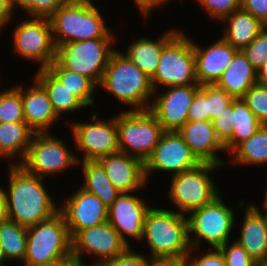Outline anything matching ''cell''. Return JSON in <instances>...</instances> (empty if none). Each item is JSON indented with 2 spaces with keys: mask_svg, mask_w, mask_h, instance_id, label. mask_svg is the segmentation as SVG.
I'll list each match as a JSON object with an SVG mask.
<instances>
[{
  "mask_svg": "<svg viewBox=\"0 0 267 266\" xmlns=\"http://www.w3.org/2000/svg\"><path fill=\"white\" fill-rule=\"evenodd\" d=\"M234 98L223 88L216 84H207V107L209 112V121H212L223 110L232 103Z\"/></svg>",
  "mask_w": 267,
  "mask_h": 266,
  "instance_id": "38",
  "label": "cell"
},
{
  "mask_svg": "<svg viewBox=\"0 0 267 266\" xmlns=\"http://www.w3.org/2000/svg\"><path fill=\"white\" fill-rule=\"evenodd\" d=\"M47 69L64 84L86 107L95 105L94 93L98 86L88 77L71 70L64 69L56 60Z\"/></svg>",
  "mask_w": 267,
  "mask_h": 266,
  "instance_id": "31",
  "label": "cell"
},
{
  "mask_svg": "<svg viewBox=\"0 0 267 266\" xmlns=\"http://www.w3.org/2000/svg\"><path fill=\"white\" fill-rule=\"evenodd\" d=\"M241 8L267 26V0H241Z\"/></svg>",
  "mask_w": 267,
  "mask_h": 266,
  "instance_id": "45",
  "label": "cell"
},
{
  "mask_svg": "<svg viewBox=\"0 0 267 266\" xmlns=\"http://www.w3.org/2000/svg\"><path fill=\"white\" fill-rule=\"evenodd\" d=\"M263 208H264V209H263V210H264L263 212H264V213L266 214V216H267V207H263Z\"/></svg>",
  "mask_w": 267,
  "mask_h": 266,
  "instance_id": "57",
  "label": "cell"
},
{
  "mask_svg": "<svg viewBox=\"0 0 267 266\" xmlns=\"http://www.w3.org/2000/svg\"><path fill=\"white\" fill-rule=\"evenodd\" d=\"M8 218L7 213V192L0 186V221L6 220Z\"/></svg>",
  "mask_w": 267,
  "mask_h": 266,
  "instance_id": "49",
  "label": "cell"
},
{
  "mask_svg": "<svg viewBox=\"0 0 267 266\" xmlns=\"http://www.w3.org/2000/svg\"><path fill=\"white\" fill-rule=\"evenodd\" d=\"M82 167L83 183L81 188L98 197L109 208L121 194L110 182L102 165L96 161L79 162Z\"/></svg>",
  "mask_w": 267,
  "mask_h": 266,
  "instance_id": "29",
  "label": "cell"
},
{
  "mask_svg": "<svg viewBox=\"0 0 267 266\" xmlns=\"http://www.w3.org/2000/svg\"><path fill=\"white\" fill-rule=\"evenodd\" d=\"M221 167L223 168L213 163H201L191 170L173 175L170 179L168 199L175 204L178 209L176 211L186 215L219 196L221 190L217 188L211 174Z\"/></svg>",
  "mask_w": 267,
  "mask_h": 266,
  "instance_id": "9",
  "label": "cell"
},
{
  "mask_svg": "<svg viewBox=\"0 0 267 266\" xmlns=\"http://www.w3.org/2000/svg\"><path fill=\"white\" fill-rule=\"evenodd\" d=\"M232 242L233 243H229L228 241L219 248L227 266H259L241 245L236 241Z\"/></svg>",
  "mask_w": 267,
  "mask_h": 266,
  "instance_id": "39",
  "label": "cell"
},
{
  "mask_svg": "<svg viewBox=\"0 0 267 266\" xmlns=\"http://www.w3.org/2000/svg\"><path fill=\"white\" fill-rule=\"evenodd\" d=\"M72 259V239L63 214L27 228L24 266H47L69 263Z\"/></svg>",
  "mask_w": 267,
  "mask_h": 266,
  "instance_id": "5",
  "label": "cell"
},
{
  "mask_svg": "<svg viewBox=\"0 0 267 266\" xmlns=\"http://www.w3.org/2000/svg\"><path fill=\"white\" fill-rule=\"evenodd\" d=\"M179 29H168L158 40L143 36L132 42L126 47L125 53H122L133 62L148 77H152L159 63L162 48L179 32ZM160 37V38H159Z\"/></svg>",
  "mask_w": 267,
  "mask_h": 266,
  "instance_id": "24",
  "label": "cell"
},
{
  "mask_svg": "<svg viewBox=\"0 0 267 266\" xmlns=\"http://www.w3.org/2000/svg\"><path fill=\"white\" fill-rule=\"evenodd\" d=\"M132 249V247H129L124 253L114 259L99 263L95 266H147L149 260L148 255H143L144 253L136 252Z\"/></svg>",
  "mask_w": 267,
  "mask_h": 266,
  "instance_id": "44",
  "label": "cell"
},
{
  "mask_svg": "<svg viewBox=\"0 0 267 266\" xmlns=\"http://www.w3.org/2000/svg\"><path fill=\"white\" fill-rule=\"evenodd\" d=\"M221 22H225L221 37L238 50L248 46L265 27L260 20L242 8L235 10Z\"/></svg>",
  "mask_w": 267,
  "mask_h": 266,
  "instance_id": "25",
  "label": "cell"
},
{
  "mask_svg": "<svg viewBox=\"0 0 267 266\" xmlns=\"http://www.w3.org/2000/svg\"><path fill=\"white\" fill-rule=\"evenodd\" d=\"M32 83L26 89L21 83L24 120L35 133L50 132L51 126L61 118L56 114L44 88L35 79Z\"/></svg>",
  "mask_w": 267,
  "mask_h": 266,
  "instance_id": "23",
  "label": "cell"
},
{
  "mask_svg": "<svg viewBox=\"0 0 267 266\" xmlns=\"http://www.w3.org/2000/svg\"><path fill=\"white\" fill-rule=\"evenodd\" d=\"M110 182L121 193L139 192L147 185L144 162L123 152H116L97 160ZM137 191V192H136Z\"/></svg>",
  "mask_w": 267,
  "mask_h": 266,
  "instance_id": "19",
  "label": "cell"
},
{
  "mask_svg": "<svg viewBox=\"0 0 267 266\" xmlns=\"http://www.w3.org/2000/svg\"><path fill=\"white\" fill-rule=\"evenodd\" d=\"M256 83H258L257 70L239 51L215 84L223 88L234 99H238L242 98Z\"/></svg>",
  "mask_w": 267,
  "mask_h": 266,
  "instance_id": "26",
  "label": "cell"
},
{
  "mask_svg": "<svg viewBox=\"0 0 267 266\" xmlns=\"http://www.w3.org/2000/svg\"><path fill=\"white\" fill-rule=\"evenodd\" d=\"M59 205L71 238L80 230L103 224L108 221V208L95 195L81 187Z\"/></svg>",
  "mask_w": 267,
  "mask_h": 266,
  "instance_id": "17",
  "label": "cell"
},
{
  "mask_svg": "<svg viewBox=\"0 0 267 266\" xmlns=\"http://www.w3.org/2000/svg\"><path fill=\"white\" fill-rule=\"evenodd\" d=\"M5 262V263H4ZM6 257L4 255V250L2 245L0 244V266H6Z\"/></svg>",
  "mask_w": 267,
  "mask_h": 266,
  "instance_id": "52",
  "label": "cell"
},
{
  "mask_svg": "<svg viewBox=\"0 0 267 266\" xmlns=\"http://www.w3.org/2000/svg\"><path fill=\"white\" fill-rule=\"evenodd\" d=\"M98 88L105 89L121 104L129 106L127 111L149 110L154 95L150 77L120 50L111 55Z\"/></svg>",
  "mask_w": 267,
  "mask_h": 266,
  "instance_id": "3",
  "label": "cell"
},
{
  "mask_svg": "<svg viewBox=\"0 0 267 266\" xmlns=\"http://www.w3.org/2000/svg\"><path fill=\"white\" fill-rule=\"evenodd\" d=\"M264 201L262 202V206L263 207H267V187H266V192H265V196H264V199H263Z\"/></svg>",
  "mask_w": 267,
  "mask_h": 266,
  "instance_id": "55",
  "label": "cell"
},
{
  "mask_svg": "<svg viewBox=\"0 0 267 266\" xmlns=\"http://www.w3.org/2000/svg\"><path fill=\"white\" fill-rule=\"evenodd\" d=\"M9 88L0 90V122H25L21 98V84H16Z\"/></svg>",
  "mask_w": 267,
  "mask_h": 266,
  "instance_id": "34",
  "label": "cell"
},
{
  "mask_svg": "<svg viewBox=\"0 0 267 266\" xmlns=\"http://www.w3.org/2000/svg\"><path fill=\"white\" fill-rule=\"evenodd\" d=\"M34 133L26 122H0V159H8L9 165L20 164L26 156ZM18 156L21 159L14 161Z\"/></svg>",
  "mask_w": 267,
  "mask_h": 266,
  "instance_id": "27",
  "label": "cell"
},
{
  "mask_svg": "<svg viewBox=\"0 0 267 266\" xmlns=\"http://www.w3.org/2000/svg\"><path fill=\"white\" fill-rule=\"evenodd\" d=\"M170 1L171 0H133L135 5L137 6V9L142 14L141 16H144L145 19L148 16L150 17V12H152L153 10L156 11L157 8L163 6L164 4H167Z\"/></svg>",
  "mask_w": 267,
  "mask_h": 266,
  "instance_id": "46",
  "label": "cell"
},
{
  "mask_svg": "<svg viewBox=\"0 0 267 266\" xmlns=\"http://www.w3.org/2000/svg\"><path fill=\"white\" fill-rule=\"evenodd\" d=\"M219 38L208 47L198 45L193 40L196 79L199 85L215 84L240 51L222 37Z\"/></svg>",
  "mask_w": 267,
  "mask_h": 266,
  "instance_id": "21",
  "label": "cell"
},
{
  "mask_svg": "<svg viewBox=\"0 0 267 266\" xmlns=\"http://www.w3.org/2000/svg\"><path fill=\"white\" fill-rule=\"evenodd\" d=\"M258 70L267 61V26L246 47L240 50Z\"/></svg>",
  "mask_w": 267,
  "mask_h": 266,
  "instance_id": "37",
  "label": "cell"
},
{
  "mask_svg": "<svg viewBox=\"0 0 267 266\" xmlns=\"http://www.w3.org/2000/svg\"><path fill=\"white\" fill-rule=\"evenodd\" d=\"M230 153L233 165L260 167L267 164V125H262L254 135L239 143Z\"/></svg>",
  "mask_w": 267,
  "mask_h": 266,
  "instance_id": "30",
  "label": "cell"
},
{
  "mask_svg": "<svg viewBox=\"0 0 267 266\" xmlns=\"http://www.w3.org/2000/svg\"><path fill=\"white\" fill-rule=\"evenodd\" d=\"M235 213L223 201L221 194L209 204L188 212L186 219L191 248L200 249L202 242H207L212 249L225 245L236 226Z\"/></svg>",
  "mask_w": 267,
  "mask_h": 266,
  "instance_id": "6",
  "label": "cell"
},
{
  "mask_svg": "<svg viewBox=\"0 0 267 266\" xmlns=\"http://www.w3.org/2000/svg\"><path fill=\"white\" fill-rule=\"evenodd\" d=\"M34 79L47 92L49 100L59 117L65 113H74L87 108L64 84L47 68H38Z\"/></svg>",
  "mask_w": 267,
  "mask_h": 266,
  "instance_id": "28",
  "label": "cell"
},
{
  "mask_svg": "<svg viewBox=\"0 0 267 266\" xmlns=\"http://www.w3.org/2000/svg\"><path fill=\"white\" fill-rule=\"evenodd\" d=\"M7 165V219L28 228L59 211L58 204L44 186L43 178L29 173L20 164Z\"/></svg>",
  "mask_w": 267,
  "mask_h": 266,
  "instance_id": "1",
  "label": "cell"
},
{
  "mask_svg": "<svg viewBox=\"0 0 267 266\" xmlns=\"http://www.w3.org/2000/svg\"><path fill=\"white\" fill-rule=\"evenodd\" d=\"M71 239L73 261L84 264L86 252L96 258L90 266L114 259L129 248L108 221L80 230Z\"/></svg>",
  "mask_w": 267,
  "mask_h": 266,
  "instance_id": "14",
  "label": "cell"
},
{
  "mask_svg": "<svg viewBox=\"0 0 267 266\" xmlns=\"http://www.w3.org/2000/svg\"><path fill=\"white\" fill-rule=\"evenodd\" d=\"M147 266H186L185 259H152L149 258Z\"/></svg>",
  "mask_w": 267,
  "mask_h": 266,
  "instance_id": "48",
  "label": "cell"
},
{
  "mask_svg": "<svg viewBox=\"0 0 267 266\" xmlns=\"http://www.w3.org/2000/svg\"><path fill=\"white\" fill-rule=\"evenodd\" d=\"M11 7L14 10L18 9L24 10L33 0H9Z\"/></svg>",
  "mask_w": 267,
  "mask_h": 266,
  "instance_id": "51",
  "label": "cell"
},
{
  "mask_svg": "<svg viewBox=\"0 0 267 266\" xmlns=\"http://www.w3.org/2000/svg\"><path fill=\"white\" fill-rule=\"evenodd\" d=\"M49 20L55 46L96 38H116L95 4L66 2Z\"/></svg>",
  "mask_w": 267,
  "mask_h": 266,
  "instance_id": "4",
  "label": "cell"
},
{
  "mask_svg": "<svg viewBox=\"0 0 267 266\" xmlns=\"http://www.w3.org/2000/svg\"><path fill=\"white\" fill-rule=\"evenodd\" d=\"M259 266H267V261L265 263H261Z\"/></svg>",
  "mask_w": 267,
  "mask_h": 266,
  "instance_id": "58",
  "label": "cell"
},
{
  "mask_svg": "<svg viewBox=\"0 0 267 266\" xmlns=\"http://www.w3.org/2000/svg\"><path fill=\"white\" fill-rule=\"evenodd\" d=\"M91 121H74L70 131L74 138V149L83 153L80 162L96 161L101 157L119 152L118 127L116 116L100 119L93 110Z\"/></svg>",
  "mask_w": 267,
  "mask_h": 266,
  "instance_id": "12",
  "label": "cell"
},
{
  "mask_svg": "<svg viewBox=\"0 0 267 266\" xmlns=\"http://www.w3.org/2000/svg\"><path fill=\"white\" fill-rule=\"evenodd\" d=\"M201 163H213L226 167L230 161L218 156L225 152V146L218 139L212 121H187L177 131Z\"/></svg>",
  "mask_w": 267,
  "mask_h": 266,
  "instance_id": "20",
  "label": "cell"
},
{
  "mask_svg": "<svg viewBox=\"0 0 267 266\" xmlns=\"http://www.w3.org/2000/svg\"><path fill=\"white\" fill-rule=\"evenodd\" d=\"M63 140L53 136L51 132L34 133L20 165L29 173L43 179L60 175L73 166L77 168L80 156H76Z\"/></svg>",
  "mask_w": 267,
  "mask_h": 266,
  "instance_id": "11",
  "label": "cell"
},
{
  "mask_svg": "<svg viewBox=\"0 0 267 266\" xmlns=\"http://www.w3.org/2000/svg\"><path fill=\"white\" fill-rule=\"evenodd\" d=\"M259 84L267 85V61L257 70Z\"/></svg>",
  "mask_w": 267,
  "mask_h": 266,
  "instance_id": "50",
  "label": "cell"
},
{
  "mask_svg": "<svg viewBox=\"0 0 267 266\" xmlns=\"http://www.w3.org/2000/svg\"><path fill=\"white\" fill-rule=\"evenodd\" d=\"M66 0H33L23 11L29 17L49 19Z\"/></svg>",
  "mask_w": 267,
  "mask_h": 266,
  "instance_id": "43",
  "label": "cell"
},
{
  "mask_svg": "<svg viewBox=\"0 0 267 266\" xmlns=\"http://www.w3.org/2000/svg\"><path fill=\"white\" fill-rule=\"evenodd\" d=\"M151 207L145 199L129 192L121 193L108 208L109 224L129 247L131 244L127 237L141 241L145 216Z\"/></svg>",
  "mask_w": 267,
  "mask_h": 266,
  "instance_id": "18",
  "label": "cell"
},
{
  "mask_svg": "<svg viewBox=\"0 0 267 266\" xmlns=\"http://www.w3.org/2000/svg\"><path fill=\"white\" fill-rule=\"evenodd\" d=\"M262 124L248 108L242 98L232 101V131L231 140L225 145L226 152H230L242 141L254 135Z\"/></svg>",
  "mask_w": 267,
  "mask_h": 266,
  "instance_id": "32",
  "label": "cell"
},
{
  "mask_svg": "<svg viewBox=\"0 0 267 266\" xmlns=\"http://www.w3.org/2000/svg\"><path fill=\"white\" fill-rule=\"evenodd\" d=\"M66 266H90L88 264H82V263H78V262H75V261H71L69 262Z\"/></svg>",
  "mask_w": 267,
  "mask_h": 266,
  "instance_id": "54",
  "label": "cell"
},
{
  "mask_svg": "<svg viewBox=\"0 0 267 266\" xmlns=\"http://www.w3.org/2000/svg\"><path fill=\"white\" fill-rule=\"evenodd\" d=\"M199 88V84H191L165 88L161 93L154 92L149 111L164 131H178L188 121L189 107Z\"/></svg>",
  "mask_w": 267,
  "mask_h": 266,
  "instance_id": "16",
  "label": "cell"
},
{
  "mask_svg": "<svg viewBox=\"0 0 267 266\" xmlns=\"http://www.w3.org/2000/svg\"><path fill=\"white\" fill-rule=\"evenodd\" d=\"M67 2H72V3H88V4H94V0H66Z\"/></svg>",
  "mask_w": 267,
  "mask_h": 266,
  "instance_id": "53",
  "label": "cell"
},
{
  "mask_svg": "<svg viewBox=\"0 0 267 266\" xmlns=\"http://www.w3.org/2000/svg\"><path fill=\"white\" fill-rule=\"evenodd\" d=\"M12 32L13 50L19 57L47 68L56 59L50 20L30 17L20 20Z\"/></svg>",
  "mask_w": 267,
  "mask_h": 266,
  "instance_id": "13",
  "label": "cell"
},
{
  "mask_svg": "<svg viewBox=\"0 0 267 266\" xmlns=\"http://www.w3.org/2000/svg\"><path fill=\"white\" fill-rule=\"evenodd\" d=\"M213 128L220 142L225 146L232 138V103L212 120Z\"/></svg>",
  "mask_w": 267,
  "mask_h": 266,
  "instance_id": "42",
  "label": "cell"
},
{
  "mask_svg": "<svg viewBox=\"0 0 267 266\" xmlns=\"http://www.w3.org/2000/svg\"><path fill=\"white\" fill-rule=\"evenodd\" d=\"M244 210L240 237L234 240L260 265L267 261V216L255 203Z\"/></svg>",
  "mask_w": 267,
  "mask_h": 266,
  "instance_id": "22",
  "label": "cell"
},
{
  "mask_svg": "<svg viewBox=\"0 0 267 266\" xmlns=\"http://www.w3.org/2000/svg\"><path fill=\"white\" fill-rule=\"evenodd\" d=\"M201 162L191 152L177 131H164L150 157L145 161L147 182L152 173L167 172L171 176L197 167Z\"/></svg>",
  "mask_w": 267,
  "mask_h": 266,
  "instance_id": "15",
  "label": "cell"
},
{
  "mask_svg": "<svg viewBox=\"0 0 267 266\" xmlns=\"http://www.w3.org/2000/svg\"><path fill=\"white\" fill-rule=\"evenodd\" d=\"M0 244L7 262H24L27 246V228L9 219L0 221Z\"/></svg>",
  "mask_w": 267,
  "mask_h": 266,
  "instance_id": "33",
  "label": "cell"
},
{
  "mask_svg": "<svg viewBox=\"0 0 267 266\" xmlns=\"http://www.w3.org/2000/svg\"><path fill=\"white\" fill-rule=\"evenodd\" d=\"M181 30L162 48L155 74L150 78L154 92L175 86L198 84L193 39Z\"/></svg>",
  "mask_w": 267,
  "mask_h": 266,
  "instance_id": "7",
  "label": "cell"
},
{
  "mask_svg": "<svg viewBox=\"0 0 267 266\" xmlns=\"http://www.w3.org/2000/svg\"><path fill=\"white\" fill-rule=\"evenodd\" d=\"M256 119L267 125V85L256 83L242 97Z\"/></svg>",
  "mask_w": 267,
  "mask_h": 266,
  "instance_id": "35",
  "label": "cell"
},
{
  "mask_svg": "<svg viewBox=\"0 0 267 266\" xmlns=\"http://www.w3.org/2000/svg\"><path fill=\"white\" fill-rule=\"evenodd\" d=\"M209 121L207 107V84L200 85L195 92L193 101L188 111V121Z\"/></svg>",
  "mask_w": 267,
  "mask_h": 266,
  "instance_id": "41",
  "label": "cell"
},
{
  "mask_svg": "<svg viewBox=\"0 0 267 266\" xmlns=\"http://www.w3.org/2000/svg\"><path fill=\"white\" fill-rule=\"evenodd\" d=\"M13 9L9 0H0V33L7 24L13 19Z\"/></svg>",
  "mask_w": 267,
  "mask_h": 266,
  "instance_id": "47",
  "label": "cell"
},
{
  "mask_svg": "<svg viewBox=\"0 0 267 266\" xmlns=\"http://www.w3.org/2000/svg\"><path fill=\"white\" fill-rule=\"evenodd\" d=\"M68 263H54L51 265H47V266H66Z\"/></svg>",
  "mask_w": 267,
  "mask_h": 266,
  "instance_id": "56",
  "label": "cell"
},
{
  "mask_svg": "<svg viewBox=\"0 0 267 266\" xmlns=\"http://www.w3.org/2000/svg\"><path fill=\"white\" fill-rule=\"evenodd\" d=\"M116 121L119 151L145 163L164 132L158 119L149 110H122Z\"/></svg>",
  "mask_w": 267,
  "mask_h": 266,
  "instance_id": "10",
  "label": "cell"
},
{
  "mask_svg": "<svg viewBox=\"0 0 267 266\" xmlns=\"http://www.w3.org/2000/svg\"><path fill=\"white\" fill-rule=\"evenodd\" d=\"M150 250L148 258L185 259L191 246L186 215L175 210L151 207L146 213L142 241Z\"/></svg>",
  "mask_w": 267,
  "mask_h": 266,
  "instance_id": "2",
  "label": "cell"
},
{
  "mask_svg": "<svg viewBox=\"0 0 267 266\" xmlns=\"http://www.w3.org/2000/svg\"><path fill=\"white\" fill-rule=\"evenodd\" d=\"M213 250L210 248V251L201 253L198 256L197 248H191L189 254L185 257L186 266H227L221 251L219 249ZM194 251H196L195 256L193 254Z\"/></svg>",
  "mask_w": 267,
  "mask_h": 266,
  "instance_id": "40",
  "label": "cell"
},
{
  "mask_svg": "<svg viewBox=\"0 0 267 266\" xmlns=\"http://www.w3.org/2000/svg\"><path fill=\"white\" fill-rule=\"evenodd\" d=\"M116 38H96L92 40L67 42L56 45V61L67 70L82 74L100 85Z\"/></svg>",
  "mask_w": 267,
  "mask_h": 266,
  "instance_id": "8",
  "label": "cell"
},
{
  "mask_svg": "<svg viewBox=\"0 0 267 266\" xmlns=\"http://www.w3.org/2000/svg\"><path fill=\"white\" fill-rule=\"evenodd\" d=\"M206 11L207 17L222 21L235 10L241 8V0H195Z\"/></svg>",
  "mask_w": 267,
  "mask_h": 266,
  "instance_id": "36",
  "label": "cell"
}]
</instances>
